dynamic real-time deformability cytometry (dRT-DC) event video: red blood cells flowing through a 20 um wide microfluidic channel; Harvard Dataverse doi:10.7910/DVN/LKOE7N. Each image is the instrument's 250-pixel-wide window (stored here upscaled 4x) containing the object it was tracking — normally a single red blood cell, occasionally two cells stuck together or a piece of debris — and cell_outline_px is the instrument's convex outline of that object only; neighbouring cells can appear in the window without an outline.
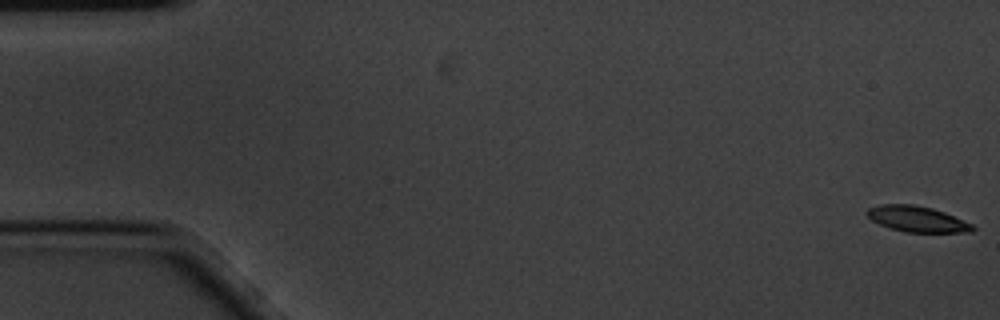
{"species": "common noctule bat (a hibernating species)", "species_latin": "Nyctalus noctula", "temperature_condition": "cold", "stored_images_in_passage": 6, "camera_frame_rate_fps": 3000, "um_per_image_px": 0.085, "animal": {"sex": "male", "body_mass_g": 20.1, "forearm_length_mm": 53.5}, "frame": {"image": 1, "passage_image": 1, "time_ms": 0.0, "image_size_px": [1000, 320], "cell_outline_px": [[976, 228], [972, 232], [904, 232], [888, 228], [872, 220], [864, 212], [868, 208], [880, 204], [916, 204], [932, 208], [944, 212], [972, 224]], "centroid_in_image_um": [77.93, 18.61], "position_along_channel_um": 7.1, "area_um2": 15.95}}
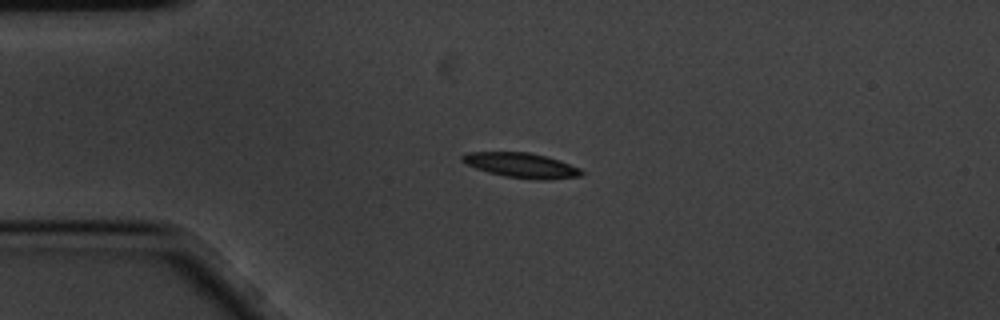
{"frame": {"image": 2, "passage_image": 4, "time_ms": 1.0, "image_size_px": [1000, 320], "cell_outline_px": [[584, 172], [580, 176], [548, 180], [540, 180], [504, 176], [488, 172], [476, 168], [460, 160], [460, 156], [468, 152], [528, 152], [560, 160], [580, 168]], "centroid_in_image_um": [44.32, 14.05], "position_along_channel_um": 40.7, "area_um2": 17.22}}
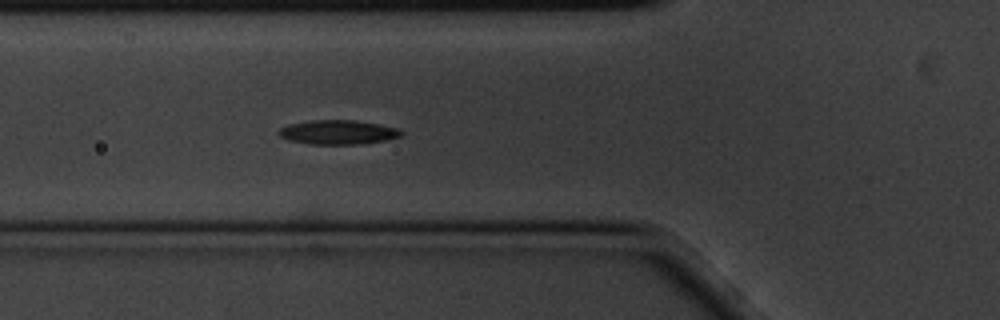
{"frame": {"image": 3, "passage_image": 6, "time_ms": 1.667, "image_size_px": [1000, 320], "cell_outline_px": [[404, 132], [400, 136], [384, 140], [364, 144], [312, 144], [288, 140], [280, 136], [276, 132], [280, 128], [288, 124], [312, 120], [356, 120], [400, 128]], "centroid_in_image_um": [28.73, 11.23], "position_along_channel_um": 97.1, "area_um2": 17.4}}